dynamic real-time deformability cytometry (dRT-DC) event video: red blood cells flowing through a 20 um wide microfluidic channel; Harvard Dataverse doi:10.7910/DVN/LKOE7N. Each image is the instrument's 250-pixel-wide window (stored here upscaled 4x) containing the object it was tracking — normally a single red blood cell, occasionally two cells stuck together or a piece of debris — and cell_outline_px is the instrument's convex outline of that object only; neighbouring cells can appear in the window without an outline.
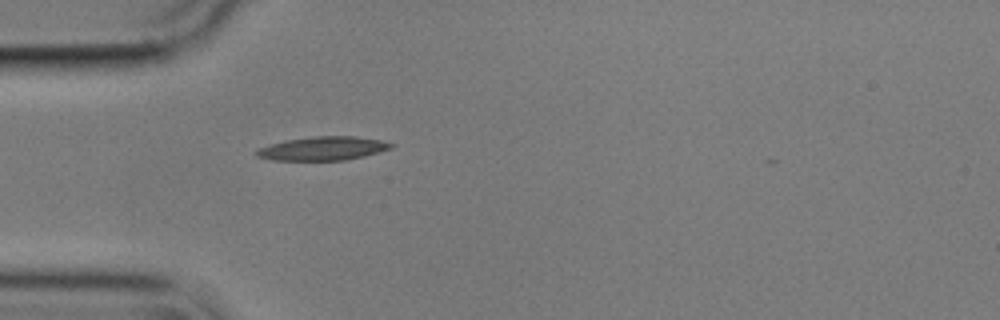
{"species": "common noctule bat (a hibernating species)", "species_latin": "Nyctalus noctula", "temperature_condition": "cold", "stored_images_in_passage": 40, "camera_frame_rate_fps": 3000, "um_per_image_px": 0.085, "animal": {"sex": "male", "body_mass_g": 17.9}, "frame": {"image": 1, "passage_image": 1, "time_ms": 0.0, "image_size_px": [1000, 320], "cell_outline_px": [[396, 144], [392, 148], [364, 156], [344, 160], [272, 160], [256, 156], [252, 152], [256, 148], [284, 140], [316, 136], [356, 136], [380, 140]], "centroid_in_image_um": [27.4, 12.61], "position_along_channel_um": 57.6, "area_um2": 18.73}}
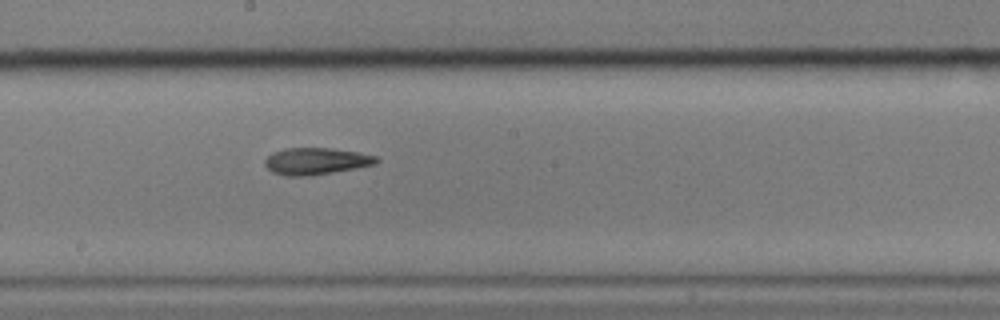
{"frame": {"image": 2, "passage_image": 15, "time_ms": 4.667, "image_size_px": [1000, 320], "cell_outline_px": [[380, 160], [376, 164], [356, 168], [308, 176], [284, 176], [272, 172], [264, 164], [264, 160], [272, 152], [284, 148], [328, 148], [356, 152], [376, 156]], "centroid_in_image_um": [26.83, 13.7], "position_along_channel_um": 221.4, "area_um2": 17.4}}
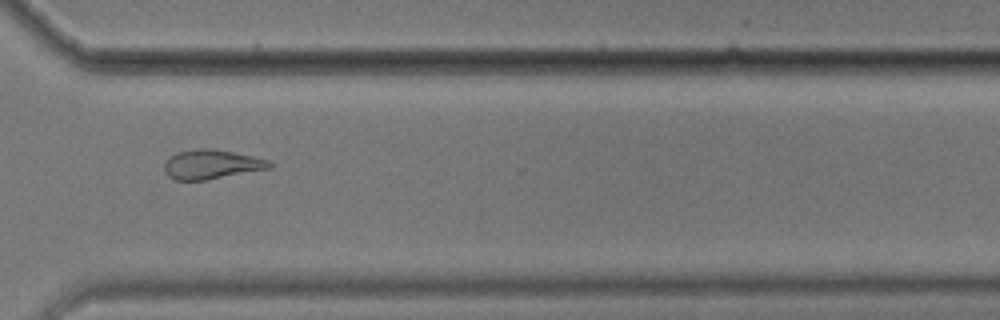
{"frame": {"image": 3, "passage_image": 26, "time_ms": 8.333, "image_size_px": [1000, 320], "cell_outline_px": [[272, 168], [208, 180], [176, 180], [168, 176], [164, 172], [164, 164], [172, 156], [180, 152], [196, 148], [212, 148], [252, 156], [268, 160], [272, 164]], "centroid_in_image_um": [17.99, 13.98], "position_along_channel_um": 352.6, "area_um2": 17.92}, "authors_computed_cell_mechanics": {"area_um2": 17.629, "velocity_mm_per_s": 3.5818, "shape_relaxation_time_tau1_ms": 6.7475, "shape_relaxation_time_tau2_ms": 3.6847, "deformation_change_tau1": 0.2168, "deformation_change_tau2": 0.1237}}